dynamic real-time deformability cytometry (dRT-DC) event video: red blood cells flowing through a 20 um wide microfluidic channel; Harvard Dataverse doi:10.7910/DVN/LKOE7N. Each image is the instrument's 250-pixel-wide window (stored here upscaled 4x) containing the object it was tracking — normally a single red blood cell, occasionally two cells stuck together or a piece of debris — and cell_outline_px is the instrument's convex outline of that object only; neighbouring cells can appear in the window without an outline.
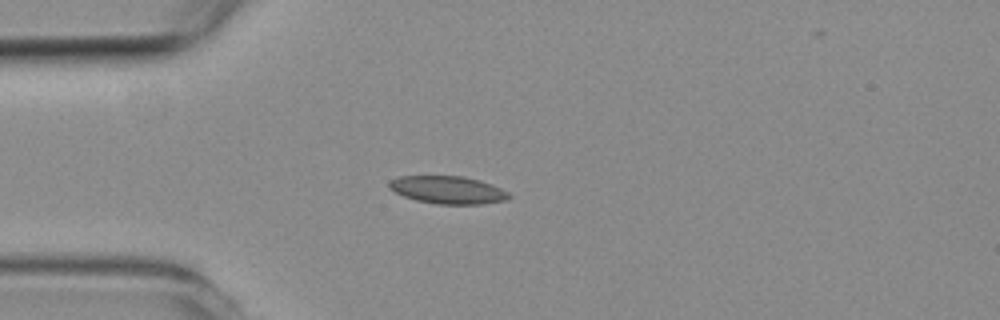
{"species": "common noctule bat (a hibernating species)", "species_latin": "Nyctalus noctula", "temperature_condition": "room temperature", "stored_images_in_passage": 2, "camera_frame_rate_fps": 3000, "um_per_image_px": 0.085, "animal": {"sex": "female", "body_mass_g": 19.3, "forearm_length_mm": 54.1}, "frame": {"image": 1, "passage_image": 2, "time_ms": 1.333, "image_size_px": [1000, 320], "cell_outline_px": [[512, 196], [508, 200], [480, 204], [436, 204], [416, 200], [404, 196], [388, 188], [388, 184], [392, 180], [400, 176], [464, 176], [480, 180], [492, 184], [508, 192]], "centroid_in_image_um": [38.1, 16.14], "position_along_channel_um": 46.9, "area_um2": 19.36}}